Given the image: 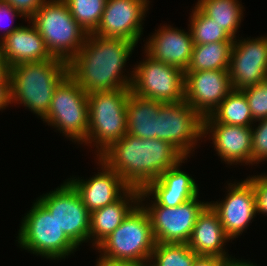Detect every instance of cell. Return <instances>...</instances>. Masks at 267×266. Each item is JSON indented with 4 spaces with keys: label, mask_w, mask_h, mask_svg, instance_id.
Here are the masks:
<instances>
[{
    "label": "cell",
    "mask_w": 267,
    "mask_h": 266,
    "mask_svg": "<svg viewBox=\"0 0 267 266\" xmlns=\"http://www.w3.org/2000/svg\"><path fill=\"white\" fill-rule=\"evenodd\" d=\"M136 45L135 42L123 38L88 34L84 45L68 62V75L87 95L130 89L133 73L123 75V70H126L123 68Z\"/></svg>",
    "instance_id": "obj_1"
},
{
    "label": "cell",
    "mask_w": 267,
    "mask_h": 266,
    "mask_svg": "<svg viewBox=\"0 0 267 266\" xmlns=\"http://www.w3.org/2000/svg\"><path fill=\"white\" fill-rule=\"evenodd\" d=\"M98 158L117 172L130 188L144 189L185 156L170 142L126 134Z\"/></svg>",
    "instance_id": "obj_2"
},
{
    "label": "cell",
    "mask_w": 267,
    "mask_h": 266,
    "mask_svg": "<svg viewBox=\"0 0 267 266\" xmlns=\"http://www.w3.org/2000/svg\"><path fill=\"white\" fill-rule=\"evenodd\" d=\"M67 75L68 63L54 56L10 67V103H21L42 119L49 111L55 88Z\"/></svg>",
    "instance_id": "obj_3"
},
{
    "label": "cell",
    "mask_w": 267,
    "mask_h": 266,
    "mask_svg": "<svg viewBox=\"0 0 267 266\" xmlns=\"http://www.w3.org/2000/svg\"><path fill=\"white\" fill-rule=\"evenodd\" d=\"M29 20L56 58L68 63L84 45L87 33L73 18L64 0H46Z\"/></svg>",
    "instance_id": "obj_4"
},
{
    "label": "cell",
    "mask_w": 267,
    "mask_h": 266,
    "mask_svg": "<svg viewBox=\"0 0 267 266\" xmlns=\"http://www.w3.org/2000/svg\"><path fill=\"white\" fill-rule=\"evenodd\" d=\"M130 92L131 89H117L88 94V132L81 144L94 142L97 157L127 134L126 104Z\"/></svg>",
    "instance_id": "obj_5"
},
{
    "label": "cell",
    "mask_w": 267,
    "mask_h": 266,
    "mask_svg": "<svg viewBox=\"0 0 267 266\" xmlns=\"http://www.w3.org/2000/svg\"><path fill=\"white\" fill-rule=\"evenodd\" d=\"M155 245L148 213L138 203L96 249L108 259L148 264Z\"/></svg>",
    "instance_id": "obj_6"
},
{
    "label": "cell",
    "mask_w": 267,
    "mask_h": 266,
    "mask_svg": "<svg viewBox=\"0 0 267 266\" xmlns=\"http://www.w3.org/2000/svg\"><path fill=\"white\" fill-rule=\"evenodd\" d=\"M21 220L16 241L19 247L51 260L65 259L78 246L62 231L54 216L37 199Z\"/></svg>",
    "instance_id": "obj_7"
},
{
    "label": "cell",
    "mask_w": 267,
    "mask_h": 266,
    "mask_svg": "<svg viewBox=\"0 0 267 266\" xmlns=\"http://www.w3.org/2000/svg\"><path fill=\"white\" fill-rule=\"evenodd\" d=\"M42 119L65 138L81 144L88 132V95L67 75L55 88L49 111Z\"/></svg>",
    "instance_id": "obj_8"
},
{
    "label": "cell",
    "mask_w": 267,
    "mask_h": 266,
    "mask_svg": "<svg viewBox=\"0 0 267 266\" xmlns=\"http://www.w3.org/2000/svg\"><path fill=\"white\" fill-rule=\"evenodd\" d=\"M145 60L134 65L131 91L136 95L162 103L185 100V72L157 61L146 52Z\"/></svg>",
    "instance_id": "obj_9"
},
{
    "label": "cell",
    "mask_w": 267,
    "mask_h": 266,
    "mask_svg": "<svg viewBox=\"0 0 267 266\" xmlns=\"http://www.w3.org/2000/svg\"><path fill=\"white\" fill-rule=\"evenodd\" d=\"M204 118L186 101L162 103L156 119V138L170 142L189 157L203 138Z\"/></svg>",
    "instance_id": "obj_10"
},
{
    "label": "cell",
    "mask_w": 267,
    "mask_h": 266,
    "mask_svg": "<svg viewBox=\"0 0 267 266\" xmlns=\"http://www.w3.org/2000/svg\"><path fill=\"white\" fill-rule=\"evenodd\" d=\"M55 189L37 199L54 216L62 231L79 247L90 240L91 213L68 180Z\"/></svg>",
    "instance_id": "obj_11"
},
{
    "label": "cell",
    "mask_w": 267,
    "mask_h": 266,
    "mask_svg": "<svg viewBox=\"0 0 267 266\" xmlns=\"http://www.w3.org/2000/svg\"><path fill=\"white\" fill-rule=\"evenodd\" d=\"M199 195L176 207L158 205L154 200L148 205L139 202L150 218L156 243H188L198 215L208 205L199 201Z\"/></svg>",
    "instance_id": "obj_12"
},
{
    "label": "cell",
    "mask_w": 267,
    "mask_h": 266,
    "mask_svg": "<svg viewBox=\"0 0 267 266\" xmlns=\"http://www.w3.org/2000/svg\"><path fill=\"white\" fill-rule=\"evenodd\" d=\"M224 200L208 204L217 213L227 237L238 238L256 216V193L253 183L246 178L237 184L229 183Z\"/></svg>",
    "instance_id": "obj_13"
},
{
    "label": "cell",
    "mask_w": 267,
    "mask_h": 266,
    "mask_svg": "<svg viewBox=\"0 0 267 266\" xmlns=\"http://www.w3.org/2000/svg\"><path fill=\"white\" fill-rule=\"evenodd\" d=\"M229 73L234 90H244L267 80V36L234 39Z\"/></svg>",
    "instance_id": "obj_14"
},
{
    "label": "cell",
    "mask_w": 267,
    "mask_h": 266,
    "mask_svg": "<svg viewBox=\"0 0 267 266\" xmlns=\"http://www.w3.org/2000/svg\"><path fill=\"white\" fill-rule=\"evenodd\" d=\"M149 0H107L96 36L123 38L138 44Z\"/></svg>",
    "instance_id": "obj_15"
},
{
    "label": "cell",
    "mask_w": 267,
    "mask_h": 266,
    "mask_svg": "<svg viewBox=\"0 0 267 266\" xmlns=\"http://www.w3.org/2000/svg\"><path fill=\"white\" fill-rule=\"evenodd\" d=\"M229 70L185 71V101L203 118L232 90Z\"/></svg>",
    "instance_id": "obj_16"
},
{
    "label": "cell",
    "mask_w": 267,
    "mask_h": 266,
    "mask_svg": "<svg viewBox=\"0 0 267 266\" xmlns=\"http://www.w3.org/2000/svg\"><path fill=\"white\" fill-rule=\"evenodd\" d=\"M211 137L214 149L222 161L228 165L251 164L252 129L251 127L226 125L204 117L203 137Z\"/></svg>",
    "instance_id": "obj_17"
},
{
    "label": "cell",
    "mask_w": 267,
    "mask_h": 266,
    "mask_svg": "<svg viewBox=\"0 0 267 266\" xmlns=\"http://www.w3.org/2000/svg\"><path fill=\"white\" fill-rule=\"evenodd\" d=\"M166 172L162 173L155 181L150 182L144 189L140 190L139 202L150 200L149 196L161 206L176 207L182 203L199 195V188L192 176L185 171L180 170V166L184 161Z\"/></svg>",
    "instance_id": "obj_18"
},
{
    "label": "cell",
    "mask_w": 267,
    "mask_h": 266,
    "mask_svg": "<svg viewBox=\"0 0 267 266\" xmlns=\"http://www.w3.org/2000/svg\"><path fill=\"white\" fill-rule=\"evenodd\" d=\"M97 159L101 166L98 174L88 180H80L79 177L67 179L78 191L90 213L117 201L130 188L117 172L111 170L98 157Z\"/></svg>",
    "instance_id": "obj_19"
},
{
    "label": "cell",
    "mask_w": 267,
    "mask_h": 266,
    "mask_svg": "<svg viewBox=\"0 0 267 266\" xmlns=\"http://www.w3.org/2000/svg\"><path fill=\"white\" fill-rule=\"evenodd\" d=\"M0 47L8 67L24 62H39L53 56L35 26H11L0 37Z\"/></svg>",
    "instance_id": "obj_20"
},
{
    "label": "cell",
    "mask_w": 267,
    "mask_h": 266,
    "mask_svg": "<svg viewBox=\"0 0 267 266\" xmlns=\"http://www.w3.org/2000/svg\"><path fill=\"white\" fill-rule=\"evenodd\" d=\"M149 37L144 51L153 59L186 71L192 54L193 40L188 32L164 25Z\"/></svg>",
    "instance_id": "obj_21"
},
{
    "label": "cell",
    "mask_w": 267,
    "mask_h": 266,
    "mask_svg": "<svg viewBox=\"0 0 267 266\" xmlns=\"http://www.w3.org/2000/svg\"><path fill=\"white\" fill-rule=\"evenodd\" d=\"M229 240L217 213L208 204L198 215L187 244L197 255L217 256L228 259L231 257L224 248Z\"/></svg>",
    "instance_id": "obj_22"
},
{
    "label": "cell",
    "mask_w": 267,
    "mask_h": 266,
    "mask_svg": "<svg viewBox=\"0 0 267 266\" xmlns=\"http://www.w3.org/2000/svg\"><path fill=\"white\" fill-rule=\"evenodd\" d=\"M139 196L140 190L129 188L117 201L91 213L90 240L93 241L92 245L95 248L122 223L139 203Z\"/></svg>",
    "instance_id": "obj_23"
},
{
    "label": "cell",
    "mask_w": 267,
    "mask_h": 266,
    "mask_svg": "<svg viewBox=\"0 0 267 266\" xmlns=\"http://www.w3.org/2000/svg\"><path fill=\"white\" fill-rule=\"evenodd\" d=\"M161 104L131 91L126 104L127 134L144 139L156 138V119Z\"/></svg>",
    "instance_id": "obj_24"
},
{
    "label": "cell",
    "mask_w": 267,
    "mask_h": 266,
    "mask_svg": "<svg viewBox=\"0 0 267 266\" xmlns=\"http://www.w3.org/2000/svg\"><path fill=\"white\" fill-rule=\"evenodd\" d=\"M234 42L193 45L186 71L229 70Z\"/></svg>",
    "instance_id": "obj_25"
},
{
    "label": "cell",
    "mask_w": 267,
    "mask_h": 266,
    "mask_svg": "<svg viewBox=\"0 0 267 266\" xmlns=\"http://www.w3.org/2000/svg\"><path fill=\"white\" fill-rule=\"evenodd\" d=\"M233 39L243 20V6L238 0H198L196 5Z\"/></svg>",
    "instance_id": "obj_26"
},
{
    "label": "cell",
    "mask_w": 267,
    "mask_h": 266,
    "mask_svg": "<svg viewBox=\"0 0 267 266\" xmlns=\"http://www.w3.org/2000/svg\"><path fill=\"white\" fill-rule=\"evenodd\" d=\"M209 117L216 123L226 125L252 127L254 124L246 96L242 90L232 89Z\"/></svg>",
    "instance_id": "obj_27"
},
{
    "label": "cell",
    "mask_w": 267,
    "mask_h": 266,
    "mask_svg": "<svg viewBox=\"0 0 267 266\" xmlns=\"http://www.w3.org/2000/svg\"><path fill=\"white\" fill-rule=\"evenodd\" d=\"M189 23L194 45L214 42H234V39L213 19L207 17L196 5L190 14Z\"/></svg>",
    "instance_id": "obj_28"
},
{
    "label": "cell",
    "mask_w": 267,
    "mask_h": 266,
    "mask_svg": "<svg viewBox=\"0 0 267 266\" xmlns=\"http://www.w3.org/2000/svg\"><path fill=\"white\" fill-rule=\"evenodd\" d=\"M196 256L197 254L187 243H156L148 264L149 266H192Z\"/></svg>",
    "instance_id": "obj_29"
},
{
    "label": "cell",
    "mask_w": 267,
    "mask_h": 266,
    "mask_svg": "<svg viewBox=\"0 0 267 266\" xmlns=\"http://www.w3.org/2000/svg\"><path fill=\"white\" fill-rule=\"evenodd\" d=\"M70 13L80 27L88 34H93L102 18L107 0H64Z\"/></svg>",
    "instance_id": "obj_30"
},
{
    "label": "cell",
    "mask_w": 267,
    "mask_h": 266,
    "mask_svg": "<svg viewBox=\"0 0 267 266\" xmlns=\"http://www.w3.org/2000/svg\"><path fill=\"white\" fill-rule=\"evenodd\" d=\"M246 96L253 121L267 118V80L242 90Z\"/></svg>",
    "instance_id": "obj_31"
},
{
    "label": "cell",
    "mask_w": 267,
    "mask_h": 266,
    "mask_svg": "<svg viewBox=\"0 0 267 266\" xmlns=\"http://www.w3.org/2000/svg\"><path fill=\"white\" fill-rule=\"evenodd\" d=\"M259 122L258 127L252 129L251 165L267 161V118ZM255 128V129H254Z\"/></svg>",
    "instance_id": "obj_32"
},
{
    "label": "cell",
    "mask_w": 267,
    "mask_h": 266,
    "mask_svg": "<svg viewBox=\"0 0 267 266\" xmlns=\"http://www.w3.org/2000/svg\"><path fill=\"white\" fill-rule=\"evenodd\" d=\"M254 186L256 193L257 214L267 215V175H253L247 177Z\"/></svg>",
    "instance_id": "obj_33"
},
{
    "label": "cell",
    "mask_w": 267,
    "mask_h": 266,
    "mask_svg": "<svg viewBox=\"0 0 267 266\" xmlns=\"http://www.w3.org/2000/svg\"><path fill=\"white\" fill-rule=\"evenodd\" d=\"M20 12L27 21L37 12L46 0H2Z\"/></svg>",
    "instance_id": "obj_34"
},
{
    "label": "cell",
    "mask_w": 267,
    "mask_h": 266,
    "mask_svg": "<svg viewBox=\"0 0 267 266\" xmlns=\"http://www.w3.org/2000/svg\"><path fill=\"white\" fill-rule=\"evenodd\" d=\"M10 103V80L9 78L0 79V110L6 109Z\"/></svg>",
    "instance_id": "obj_35"
},
{
    "label": "cell",
    "mask_w": 267,
    "mask_h": 266,
    "mask_svg": "<svg viewBox=\"0 0 267 266\" xmlns=\"http://www.w3.org/2000/svg\"><path fill=\"white\" fill-rule=\"evenodd\" d=\"M225 258L217 256L197 255L192 266H222Z\"/></svg>",
    "instance_id": "obj_36"
},
{
    "label": "cell",
    "mask_w": 267,
    "mask_h": 266,
    "mask_svg": "<svg viewBox=\"0 0 267 266\" xmlns=\"http://www.w3.org/2000/svg\"><path fill=\"white\" fill-rule=\"evenodd\" d=\"M7 16H10L11 21H12V18L14 19L17 16H20L22 18L24 17L20 12H18L17 10H15L9 3H6V2L0 0V25H1V22L4 19L7 18Z\"/></svg>",
    "instance_id": "obj_37"
},
{
    "label": "cell",
    "mask_w": 267,
    "mask_h": 266,
    "mask_svg": "<svg viewBox=\"0 0 267 266\" xmlns=\"http://www.w3.org/2000/svg\"><path fill=\"white\" fill-rule=\"evenodd\" d=\"M96 266H144V263H135L131 261L112 260L100 255Z\"/></svg>",
    "instance_id": "obj_38"
},
{
    "label": "cell",
    "mask_w": 267,
    "mask_h": 266,
    "mask_svg": "<svg viewBox=\"0 0 267 266\" xmlns=\"http://www.w3.org/2000/svg\"><path fill=\"white\" fill-rule=\"evenodd\" d=\"M222 266H257L253 263H251V261H241L239 259H235V258H228L225 259Z\"/></svg>",
    "instance_id": "obj_39"
},
{
    "label": "cell",
    "mask_w": 267,
    "mask_h": 266,
    "mask_svg": "<svg viewBox=\"0 0 267 266\" xmlns=\"http://www.w3.org/2000/svg\"><path fill=\"white\" fill-rule=\"evenodd\" d=\"M9 78V67L4 60V56L0 47V79Z\"/></svg>",
    "instance_id": "obj_40"
}]
</instances>
